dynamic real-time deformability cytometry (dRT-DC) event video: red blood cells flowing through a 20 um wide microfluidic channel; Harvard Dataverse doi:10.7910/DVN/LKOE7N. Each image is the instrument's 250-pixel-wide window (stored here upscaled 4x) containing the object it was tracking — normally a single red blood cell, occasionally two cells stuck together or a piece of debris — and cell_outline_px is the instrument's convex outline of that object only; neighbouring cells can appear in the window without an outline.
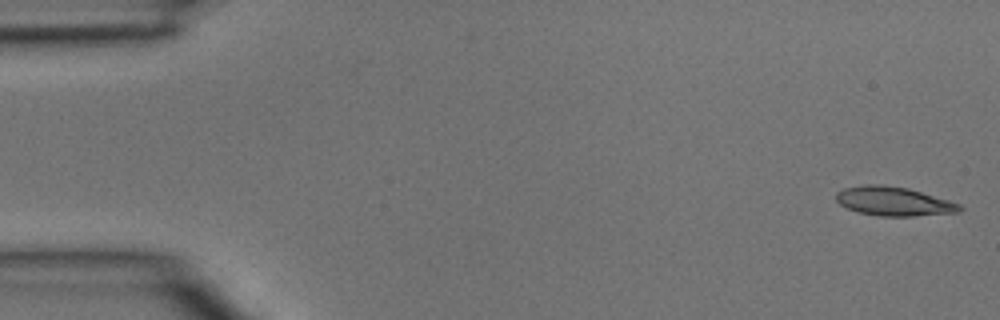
{"species": "common noctule bat (a hibernating species)", "species_latin": "Nyctalus noctula", "temperature_condition": "room temperature", "stored_images_in_passage": 5, "segment_of_instrument_passage": [1, 2], "camera_frame_rate_fps": 3000, "um_per_image_px": 0.085, "animal": {"sex": "male", "body_mass_g": 15.6}, "frame": {"image": 1, "passage_image": 1, "time_ms": 0.0, "image_size_px": [1000, 320], "cell_outline_px": [[964, 208], [960, 212], [912, 216], [880, 216], [856, 212], [840, 204], [836, 200], [836, 192], [844, 188], [868, 184], [880, 184], [908, 188], [948, 200], [960, 204]], "centroid_in_image_um": [75.96, 17.11], "position_along_channel_um": 9.0, "area_um2": 20.87}}